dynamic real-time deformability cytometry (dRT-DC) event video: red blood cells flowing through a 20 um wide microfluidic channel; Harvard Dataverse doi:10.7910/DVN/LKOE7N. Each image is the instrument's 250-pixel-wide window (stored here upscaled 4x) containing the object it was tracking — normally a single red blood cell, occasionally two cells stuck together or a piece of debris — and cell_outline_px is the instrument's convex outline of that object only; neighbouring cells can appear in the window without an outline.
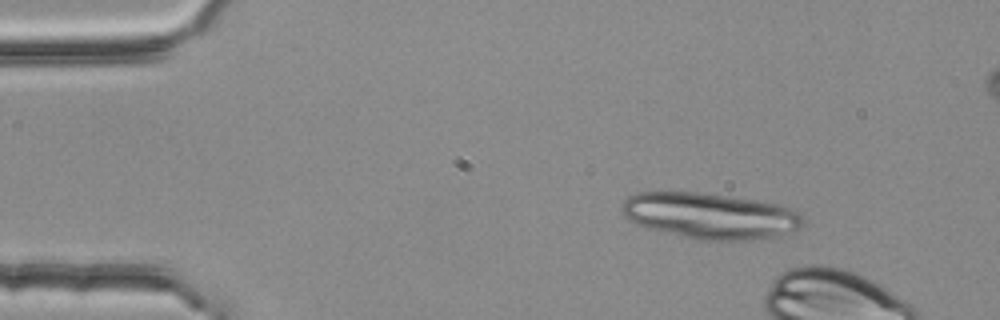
{"species": "common noctule bat (a hibernating species)", "species_latin": "Nyctalus noctula", "temperature_condition": "room temperature", "stored_images_in_passage": 3, "camera_frame_rate_fps": 3000, "um_per_image_px": 0.085, "animal": {"sex": "female", "body_mass_g": 25.1}, "frame": {"image": 1, "passage_image": 1, "time_ms": 0.0, "image_size_px": [1000, 320], "cell_outline_px": [[804, 224], [800, 228], [792, 232], [772, 236], [748, 240], [696, 240], [648, 228], [636, 224], [628, 220], [620, 212], [620, 204], [628, 196], [636, 192], [668, 188], [756, 200], [776, 204], [800, 212], [804, 220]], "centroid_in_image_um": [60.25, 18.3], "position_along_channel_um": 24.8, "area_um2": 49.59}}